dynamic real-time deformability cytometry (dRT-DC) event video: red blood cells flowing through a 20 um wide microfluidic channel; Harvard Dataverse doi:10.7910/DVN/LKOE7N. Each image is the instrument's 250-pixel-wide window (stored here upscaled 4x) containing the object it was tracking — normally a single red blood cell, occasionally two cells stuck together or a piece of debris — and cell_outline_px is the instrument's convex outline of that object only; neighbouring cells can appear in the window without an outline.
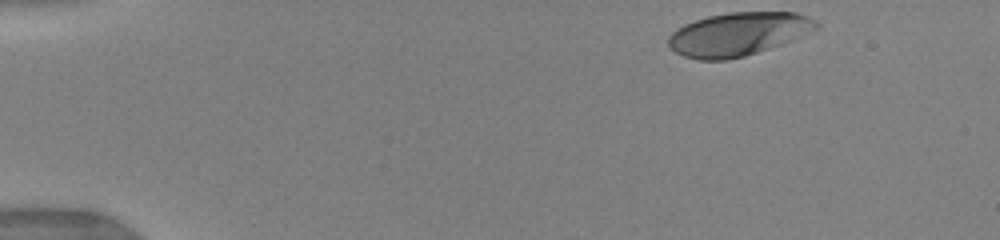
{"species": "human", "species_latin": "Homo sapiens", "temperature_condition": "warm", "stored_images_in_passage": 21, "camera_frame_rate_fps": 3000, "um_per_image_px": 0.085, "donor": {"sex": "female"}, "frame": {"image": 1, "passage_image": 1, "time_ms": 0.0, "image_size_px": [1000, 240], "cell_outline_px": [[820, 28], [780, 44], [744, 56], [724, 60], [700, 60], [684, 56], [676, 52], [668, 44], [668, 36], [676, 28], [684, 24], [708, 16], [728, 12], [796, 12], [808, 16], [816, 20], [820, 24]], "centroid_in_image_um": [62.75, 2.88], "position_along_channel_um": 22.3, "area_um2": 37.17}}
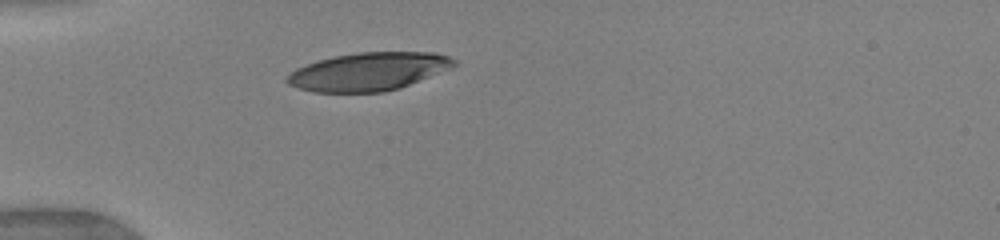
{"frame": {"image": 2, "passage_image": 14, "time_ms": 3.0, "image_size_px": [1000, 240], "cell_outline_px": [[456, 64], [452, 68], [400, 88], [384, 92], [312, 92], [296, 88], [288, 84], [284, 80], [296, 68], [332, 56], [360, 52], [432, 52], [448, 56], [456, 60]], "centroid_in_image_um": [31.33, 6.09], "position_along_channel_um": 53.7, "area_um2": 37.11}}